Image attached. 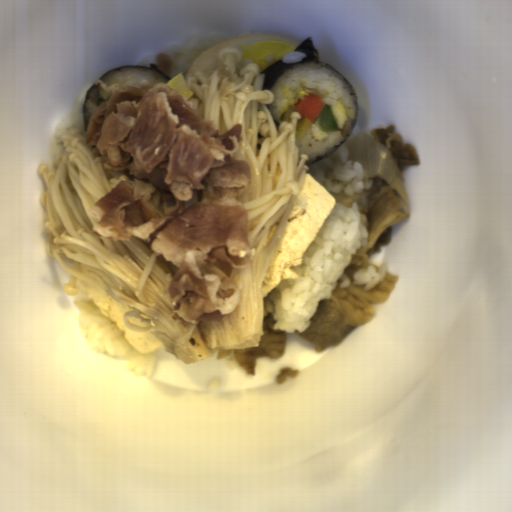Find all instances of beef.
<instances>
[{
    "mask_svg": "<svg viewBox=\"0 0 512 512\" xmlns=\"http://www.w3.org/2000/svg\"><path fill=\"white\" fill-rule=\"evenodd\" d=\"M139 85L114 88L88 117L85 142L104 169L131 176L89 207L92 231L112 242L135 237L175 265L164 289L175 317L214 323L236 310L234 279L253 255L239 198L253 179L243 127L220 134L178 89Z\"/></svg>",
    "mask_w": 512,
    "mask_h": 512,
    "instance_id": "beef-1",
    "label": "beef"
}]
</instances>
